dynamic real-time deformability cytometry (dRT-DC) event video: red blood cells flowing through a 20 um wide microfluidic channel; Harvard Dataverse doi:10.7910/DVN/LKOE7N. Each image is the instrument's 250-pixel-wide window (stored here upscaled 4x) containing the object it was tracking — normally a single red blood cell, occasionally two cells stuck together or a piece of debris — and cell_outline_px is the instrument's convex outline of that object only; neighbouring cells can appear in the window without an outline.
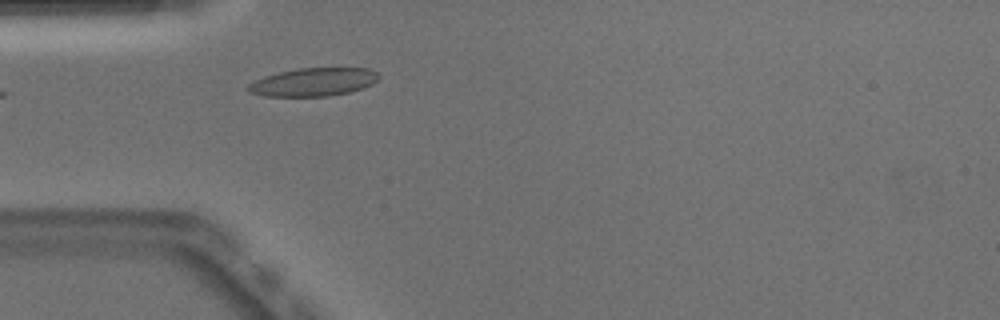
{"species": "Egyptian fruit bat (a non-hibernating species)", "species_latin": "Rousettus aegyptiacus", "temperature_condition": "warm", "stored_images_in_passage": 11, "camera_frame_rate_fps": 3000, "um_per_image_px": 0.085, "animal": {"sex": "male"}, "frame": {"image": 1, "passage_image": 1, "time_ms": 0.0, "image_size_px": [1000, 320], "cell_outline_px": [[380, 76], [372, 84], [364, 88], [348, 92], [328, 96], [264, 96], [248, 92], [244, 88], [248, 84], [264, 76], [280, 72], [300, 68], [368, 68], [376, 72]], "centroid_in_image_um": [26.61, 6.98], "position_along_channel_um": 58.4, "area_um2": 21.44}}
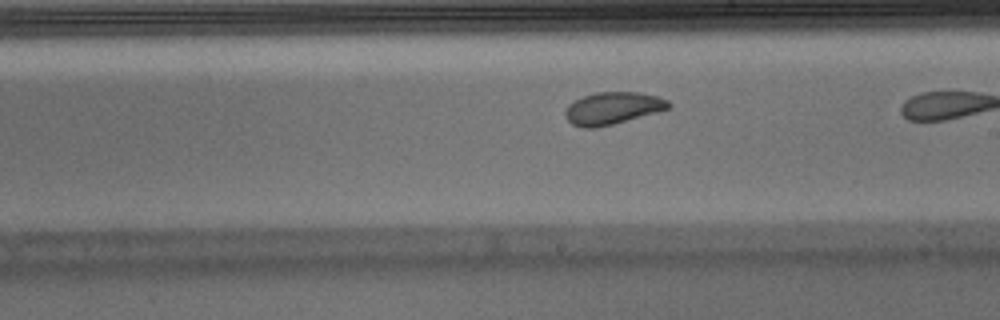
{"frame": {"image": 2, "passage_image": 10, "time_ms": 3.0, "image_size_px": [1000, 320], "cell_outline_px": [[672, 108], [612, 124], [596, 128], [580, 128], [572, 124], [564, 116], [564, 112], [568, 104], [572, 100], [596, 92], [640, 92], [656, 96], [668, 100], [672, 104]], "centroid_in_image_um": [52.05, 9.2], "position_along_channel_um": 236.9, "area_um2": 19.59}}